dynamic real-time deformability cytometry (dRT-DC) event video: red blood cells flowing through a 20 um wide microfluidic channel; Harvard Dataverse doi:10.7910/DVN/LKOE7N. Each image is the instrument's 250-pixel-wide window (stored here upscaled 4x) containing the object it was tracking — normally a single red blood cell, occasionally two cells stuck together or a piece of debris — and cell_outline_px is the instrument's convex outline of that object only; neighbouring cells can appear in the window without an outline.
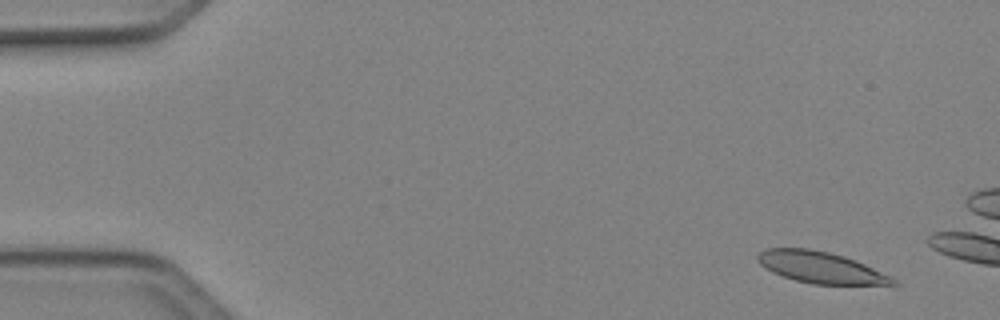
{"species": "Egyptian fruit bat (a non-hibernating species)", "species_latin": "Rousettus aegyptiacus", "temperature_condition": "cold", "stored_images_in_passage": 51, "camera_frame_rate_fps": 3000, "um_per_image_px": 0.085, "animal": {"sex": "female"}, "frame": {"image": 1, "passage_image": 4, "time_ms": 1.0, "image_size_px": [1000, 320], "cell_outline_px": [[900, 284], [812, 284], [796, 280], [772, 272], [760, 264], [756, 260], [756, 256], [760, 252], [768, 248], [808, 248], [828, 252], [844, 256], [856, 260], [892, 276]], "centroid_in_image_um": [69.76, 22.72], "position_along_channel_um": 15.2, "area_um2": 24.62}}
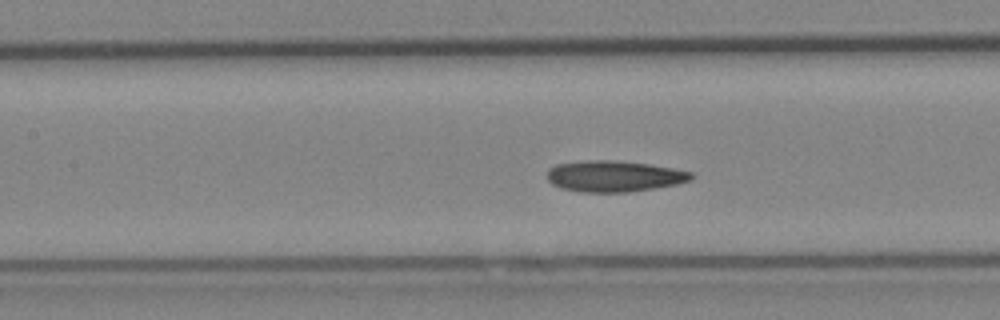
{"frame": {"image": 2, "passage_image": 23, "time_ms": 7.333, "image_size_px": [1000, 320], "cell_outline_px": [[696, 176], [692, 180], [676, 184], [656, 188], [628, 192], [580, 192], [560, 188], [552, 184], [548, 180], [548, 168], [556, 164], [592, 160], [608, 160], [648, 164], [672, 168], [692, 172]], "centroid_in_image_um": [52.21, 14.99], "position_along_channel_um": 155.2, "area_um2": 26.13}}
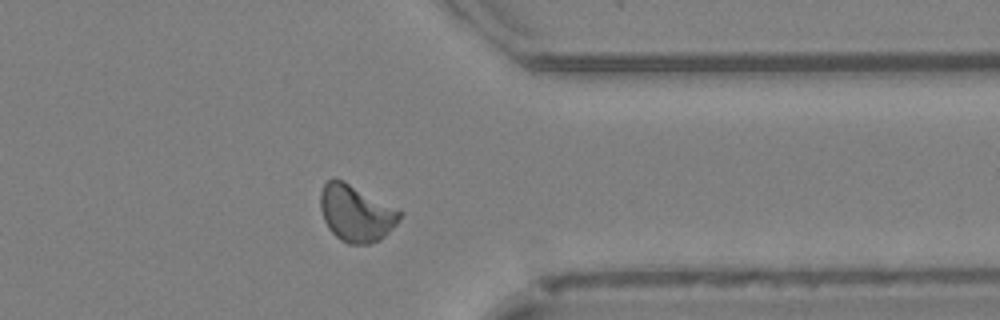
{"frame": {"image": 3, "passage_image": 40, "time_ms": 13.0, "image_size_px": [1000, 320], "cell_outline_px": [[404, 212], [400, 220], [380, 240], [368, 244], [348, 244], [340, 240], [328, 228], [324, 220], [320, 208], [320, 192], [324, 184], [328, 180], [344, 180], [400, 208]], "centroid_in_image_um": [30.3, 18.11], "position_along_channel_um": 381.1, "area_um2": 26.59}, "authors_computed_cell_mechanics": {"area_um2": 25.3742, "velocity_mm_per_s": 4.1008, "shape_relaxation_time_tau1_ms": null, "shape_relaxation_time_tau2_ms": 9.2766, "deformation_change_tau1": null, "deformation_change_tau2": 0.1188}}